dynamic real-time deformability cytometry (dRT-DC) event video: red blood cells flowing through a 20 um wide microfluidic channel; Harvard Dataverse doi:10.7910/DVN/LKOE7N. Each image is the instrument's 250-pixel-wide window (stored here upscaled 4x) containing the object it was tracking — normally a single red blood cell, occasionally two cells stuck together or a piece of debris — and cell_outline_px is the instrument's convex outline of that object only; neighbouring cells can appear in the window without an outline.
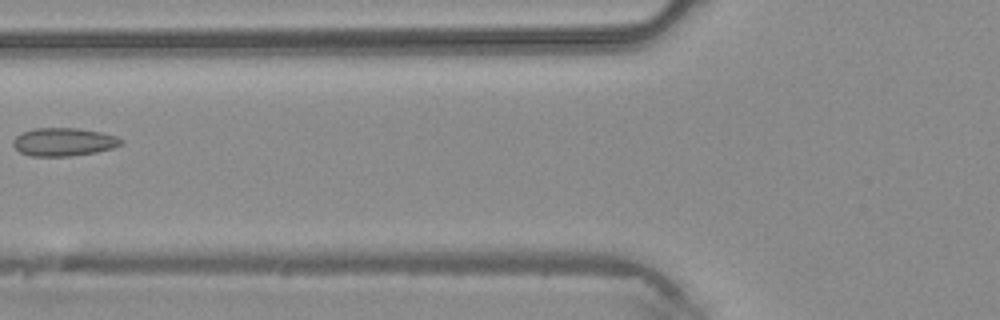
{"species": "common noctule bat (a hibernating species)", "species_latin": "Nyctalus noctula", "temperature_condition": "warm", "stored_images_in_passage": 5, "camera_frame_rate_fps": 3000, "um_per_image_px": 0.085, "animal": {"sex": "male", "body_mass_g": 20.4}, "frame": {"image": 1, "passage_image": 5, "time_ms": 1.333, "image_size_px": [1000, 320], "cell_outline_px": [[124, 144], [112, 148], [96, 152], [68, 156], [32, 156], [20, 152], [12, 144], [12, 140], [16, 136], [32, 128], [76, 128], [100, 132], [116, 136], [124, 140]], "centroid_in_image_um": [5.42, 12.06], "position_along_channel_um": 120.4, "area_um2": 17.69}}